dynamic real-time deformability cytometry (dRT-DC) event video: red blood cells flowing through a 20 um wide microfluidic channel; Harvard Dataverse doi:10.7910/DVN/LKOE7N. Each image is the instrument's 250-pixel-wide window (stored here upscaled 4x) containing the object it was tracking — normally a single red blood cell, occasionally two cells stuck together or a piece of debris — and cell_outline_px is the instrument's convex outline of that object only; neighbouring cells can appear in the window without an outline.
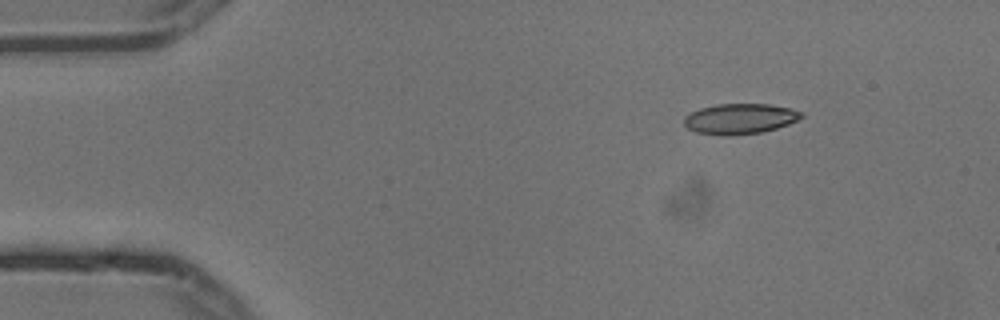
{"species": "common noctule bat (a hibernating species)", "species_latin": "Nyctalus noctula", "temperature_condition": "cold", "stored_images_in_passage": 4, "camera_frame_rate_fps": 3000, "um_per_image_px": 0.085, "animal": {"sex": "male", "body_mass_g": 13.3}, "frame": {"image": 1, "passage_image": 1, "time_ms": 0.0, "image_size_px": [1000, 320], "cell_outline_px": [[804, 116], [788, 124], [776, 128], [760, 132], [732, 136], [724, 136], [696, 132], [688, 128], [684, 124], [684, 116], [700, 108], [716, 104], [768, 104], [792, 108], [804, 112]], "centroid_in_image_um": [62.9, 10.09], "position_along_channel_um": 22.1, "area_um2": 20.87}}
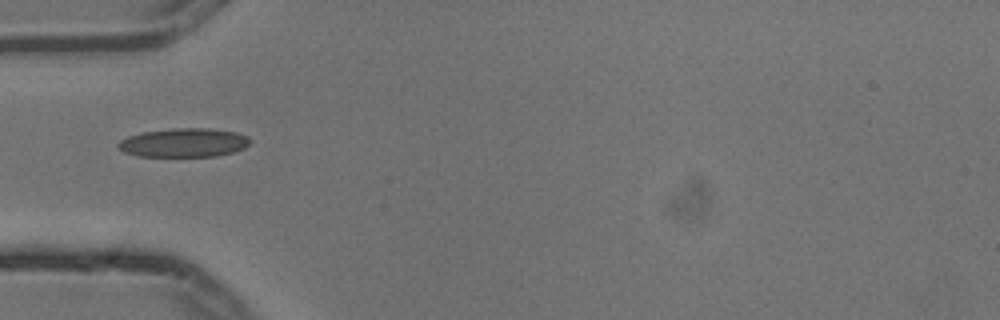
{"frame": {"image": 2, "passage_image": 4, "time_ms": 1.0, "image_size_px": [1000, 320], "cell_outline_px": [[252, 140], [244, 148], [232, 152], [216, 156], [136, 156], [124, 152], [116, 144], [120, 140], [128, 136], [144, 132], [172, 128], [208, 128], [236, 132], [248, 136]], "centroid_in_image_um": [15.63, 12.12], "position_along_channel_um": 69.4, "area_um2": 22.14}}